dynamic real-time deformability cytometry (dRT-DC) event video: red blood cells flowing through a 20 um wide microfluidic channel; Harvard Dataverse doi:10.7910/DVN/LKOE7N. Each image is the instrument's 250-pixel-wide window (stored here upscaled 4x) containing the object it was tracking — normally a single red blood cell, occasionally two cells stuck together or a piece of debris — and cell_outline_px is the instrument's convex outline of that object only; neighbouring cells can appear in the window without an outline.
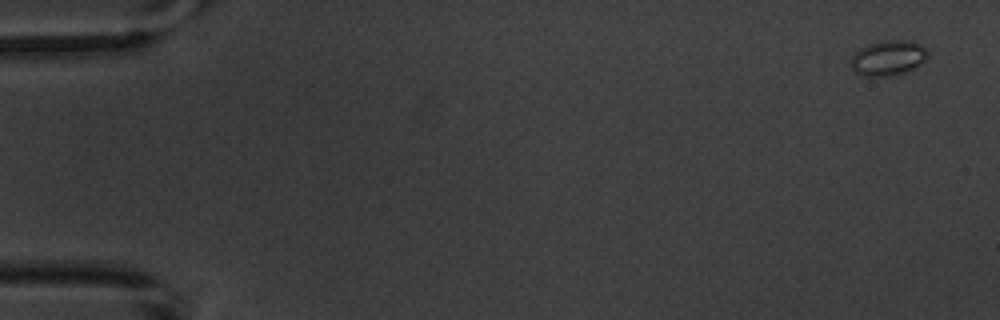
{"species": "common noctule bat (a hibernating species)", "species_latin": "Nyctalus noctula", "temperature_condition": "warm", "stored_images_in_passage": 5, "camera_frame_rate_fps": 3000, "um_per_image_px": 0.085, "animal": {"sex": "male", "body_mass_g": 20.1, "forearm_length_mm": 53.5}, "frame": {"image": 1, "passage_image": 1, "time_ms": 0.0, "image_size_px": [1000, 320], "cell_outline_px": [[928, 56], [924, 60], [912, 68], [904, 72], [888, 76], [864, 76], [856, 72], [852, 68], [848, 60], [860, 48], [868, 44], [884, 40], [912, 40], [920, 44], [928, 52]], "centroid_in_image_um": [75.45, 4.91], "position_along_channel_um": 9.5, "area_um2": 15.66}}
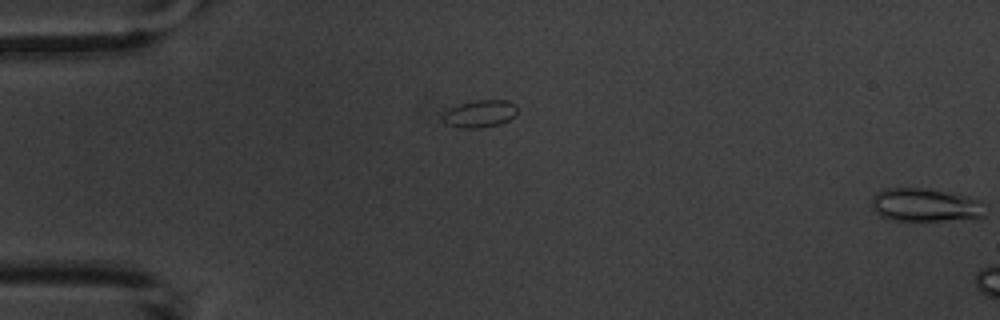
{"frame": {"image": 2, "passage_image": 4, "time_ms": 4.333, "image_size_px": [1000, 320], "cell_outline_px": [[516, 116], [500, 124], [476, 128], [460, 128], [444, 124], [440, 116], [444, 112], [460, 104], [476, 100], [508, 100], [516, 104]], "centroid_in_image_um": [40.77, 9.67], "position_along_channel_um": 44.2, "area_um2": 11.96}}